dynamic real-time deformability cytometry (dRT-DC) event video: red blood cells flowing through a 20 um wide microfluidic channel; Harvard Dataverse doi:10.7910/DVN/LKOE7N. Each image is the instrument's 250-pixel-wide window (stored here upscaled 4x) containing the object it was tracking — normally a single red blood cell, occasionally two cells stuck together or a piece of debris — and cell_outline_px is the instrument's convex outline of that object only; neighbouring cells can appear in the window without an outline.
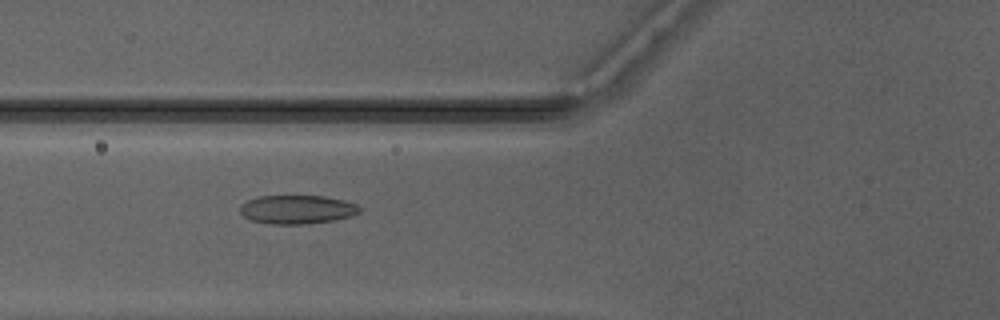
{"species": "Egyptian fruit bat (a non-hibernating species)", "species_latin": "Rousettus aegyptiacus", "temperature_condition": "warm", "stored_images_in_passage": 51, "camera_frame_rate_fps": 3000, "um_per_image_px": 0.085, "animal": {"sex": "male"}, "frame": {"image": 1, "passage_image": 21, "time_ms": 6.667, "image_size_px": [1000, 320], "cell_outline_px": [[360, 212], [352, 216], [332, 220], [308, 224], [272, 224], [252, 220], [244, 216], [240, 212], [240, 204], [248, 200], [260, 196], [324, 196], [344, 200], [356, 204], [360, 208]], "centroid_in_image_um": [25.26, 17.8], "position_along_channel_um": 100.5, "area_um2": 19.94}}
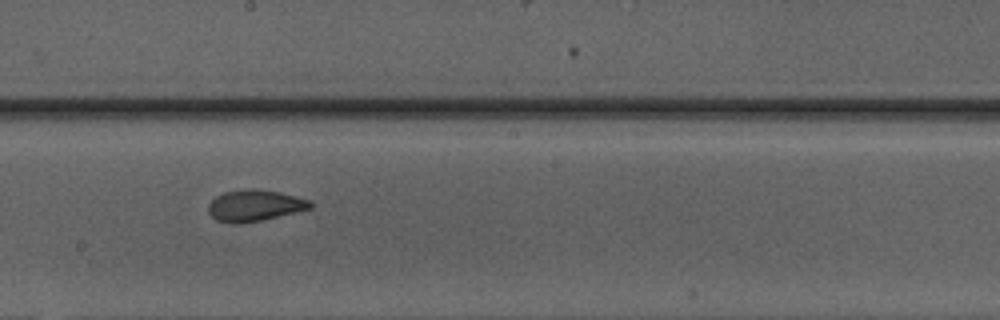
{"frame": {"image": 2, "passage_image": 30, "time_ms": 9.667, "image_size_px": [1000, 320], "cell_outline_px": [[312, 208], [260, 220], [236, 224], [232, 224], [216, 220], [208, 212], [208, 204], [216, 196], [224, 192], [248, 188], [256, 188], [280, 192], [296, 196], [308, 200], [312, 204]], "centroid_in_image_um": [21.61, 17.46], "position_along_channel_um": 226.6, "area_um2": 18.55}}
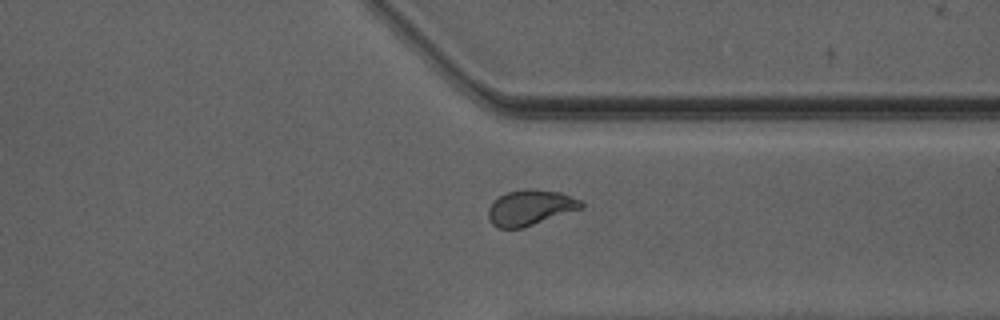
{"frame": {"image": 3, "passage_image": 40, "time_ms": 13.0, "image_size_px": [1000, 320], "cell_outline_px": [[584, 208], [520, 228], [496, 228], [492, 224], [488, 216], [488, 208], [500, 196], [508, 192], [532, 188], [560, 192], [580, 200], [584, 204]], "centroid_in_image_um": [45.09, 17.64], "position_along_channel_um": 366.3, "area_um2": 18.96}, "authors_computed_cell_mechanics": {"area_um2": 19.5942, "velocity_mm_per_s": 4.1935, "shape_relaxation_time_tau1_ms": 8.1787, "shape_relaxation_time_tau2_ms": 0.8845, "deformation_change_tau1": 0.2167, "deformation_change_tau2": 0.0525}}